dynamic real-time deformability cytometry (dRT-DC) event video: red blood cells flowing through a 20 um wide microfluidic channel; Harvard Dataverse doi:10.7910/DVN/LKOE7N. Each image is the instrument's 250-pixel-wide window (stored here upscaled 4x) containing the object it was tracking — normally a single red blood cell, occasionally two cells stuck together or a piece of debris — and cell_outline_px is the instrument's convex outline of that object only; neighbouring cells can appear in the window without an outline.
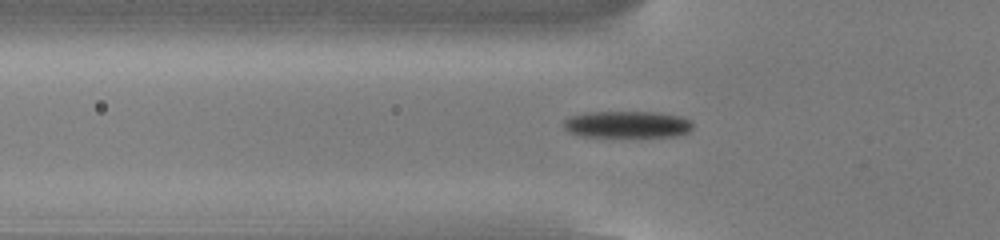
{"species": "common noctule bat (a hibernating species)", "species_latin": "Nyctalus noctula", "temperature_condition": "cold", "stored_images_in_passage": 46, "camera_frame_rate_fps": 3000, "um_per_image_px": 0.085, "animal": {"sex": "male", "body_mass_g": 13.0, "forearm_length_mm": 53.1}, "frame": {"image": 1, "passage_image": 16, "time_ms": 5.0, "image_size_px": [1000, 240], "cell_outline_px": [[692, 128], [688, 132], [676, 136], [584, 136], [568, 132], [564, 128], [564, 120], [572, 116], [584, 112], [660, 112], [680, 116], [692, 120]], "centroid_in_image_um": [53.33, 10.56], "position_along_channel_um": 72.5, "area_um2": 20.11}}
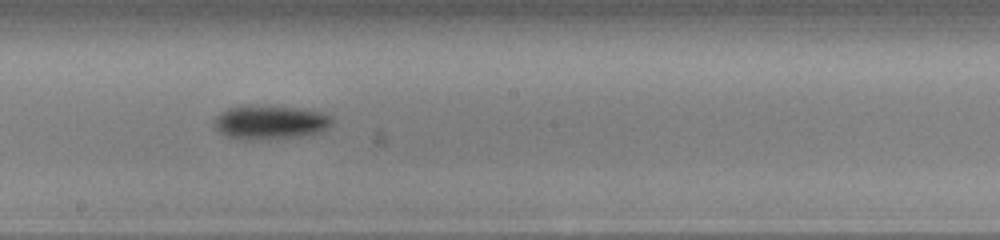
{"frame": {"image": 2, "passage_image": 28, "time_ms": 9.0, "image_size_px": [1000, 240], "cell_outline_px": [[332, 124], [328, 128], [320, 132], [296, 136], [244, 140], [228, 136], [220, 132], [216, 128], [216, 116], [220, 112], [228, 108], [244, 104], [256, 104], [296, 108], [320, 112], [332, 116]], "centroid_in_image_um": [22.95, 10.36], "position_along_channel_um": 225.3, "area_um2": 23.18}}
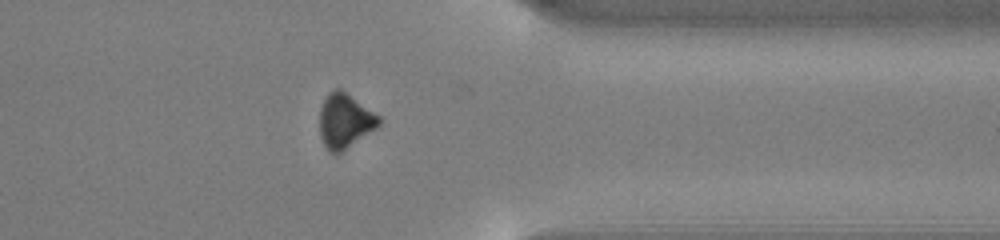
{"frame": {"image": 3, "passage_image": 41, "time_ms": 13.333, "image_size_px": [1000, 240], "cell_outline_px": [[380, 124], [376, 128], [336, 156], [328, 152], [324, 148], [320, 136], [320, 108], [328, 92], [336, 88], [340, 88], [380, 116]], "centroid_in_image_um": [29.28, 10.31], "position_along_channel_um": 382.1, "area_um2": 19.02}}